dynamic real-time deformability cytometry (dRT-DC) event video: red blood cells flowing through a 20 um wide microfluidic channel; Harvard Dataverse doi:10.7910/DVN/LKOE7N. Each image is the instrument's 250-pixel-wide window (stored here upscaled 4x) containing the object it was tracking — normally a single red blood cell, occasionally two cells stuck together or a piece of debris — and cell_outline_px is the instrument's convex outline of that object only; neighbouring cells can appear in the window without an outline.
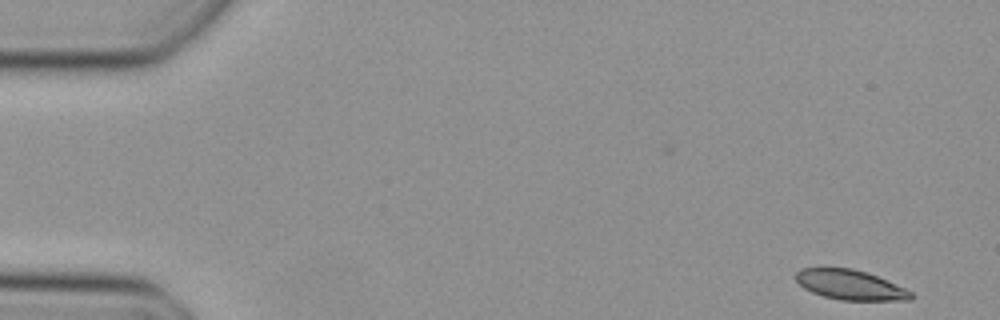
{"species": "Egyptian fruit bat (a non-hibernating species)", "species_latin": "Rousettus aegyptiacus", "temperature_condition": "cold", "stored_images_in_passage": 47, "camera_frame_rate_fps": 3000, "um_per_image_px": 0.085, "animal": {"sex": "female"}, "frame": {"image": 1, "passage_image": 1, "time_ms": 0.0, "image_size_px": [1000, 320], "cell_outline_px": [[916, 296], [912, 300], [840, 300], [824, 296], [812, 292], [804, 288], [796, 280], [796, 272], [800, 268], [852, 268], [868, 272], [904, 288], [912, 292]], "centroid_in_image_um": [72.29, 24.21], "position_along_channel_um": 12.7, "area_um2": 20.0}}
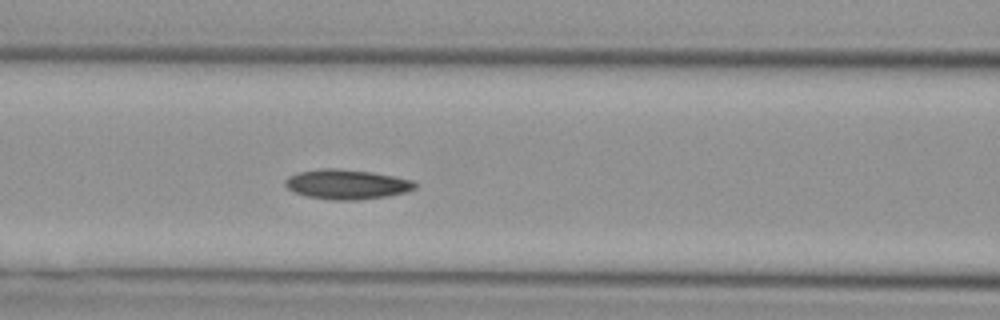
{"frame": {"image": 2, "passage_image": 19, "time_ms": 6.0, "image_size_px": [1000, 320], "cell_outline_px": [[416, 188], [404, 192], [388, 196], [356, 200], [332, 200], [308, 196], [296, 192], [288, 188], [284, 184], [284, 180], [288, 176], [296, 172], [320, 168], [336, 168], [372, 172], [412, 180], [416, 184]], "centroid_in_image_um": [29.44, 15.66], "position_along_channel_um": 137.2, "area_um2": 22.43}}
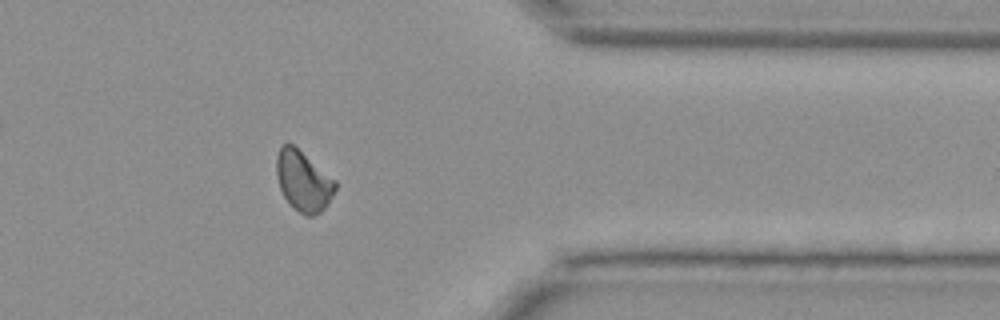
{"frame": {"image": 3, "passage_image": 38, "time_ms": 12.333, "image_size_px": [1000, 320], "cell_outline_px": [[336, 188], [332, 196], [324, 208], [320, 212], [312, 216], [304, 216], [288, 204], [280, 188], [276, 176], [276, 156], [280, 148], [284, 144], [292, 144], [336, 180]], "centroid_in_image_um": [25.77, 15.41], "position_along_channel_um": 385.6, "area_um2": 20.58}}